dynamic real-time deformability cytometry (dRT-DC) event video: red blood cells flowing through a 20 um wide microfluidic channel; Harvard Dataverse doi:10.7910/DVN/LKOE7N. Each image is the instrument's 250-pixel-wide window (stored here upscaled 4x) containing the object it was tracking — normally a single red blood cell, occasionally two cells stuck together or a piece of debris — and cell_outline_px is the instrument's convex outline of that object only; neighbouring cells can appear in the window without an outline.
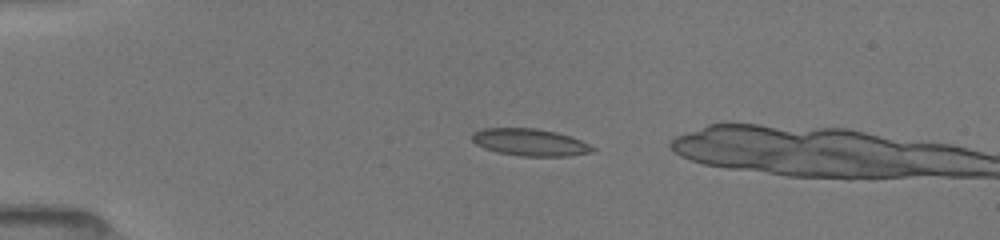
{"species": "common noctule bat (a hibernating species)", "species_latin": "Nyctalus noctula", "temperature_condition": "room temperature", "stored_images_in_passage": 47, "camera_frame_rate_fps": 3000, "um_per_image_px": 0.085, "animal": {"sex": "female", "body_mass_g": 19.5, "forearm_length_mm": 54.1}, "frame": {"image": 1, "passage_image": 1, "time_ms": 0.0, "image_size_px": [1000, 240], "cell_outline_px": [[596, 152], [568, 156], [520, 156], [500, 152], [484, 148], [476, 144], [472, 140], [472, 132], [480, 128], [536, 128], [556, 132], [580, 140], [596, 148]], "centroid_in_image_um": [45.05, 12.09], "position_along_channel_um": 40.0, "area_um2": 19.07}}
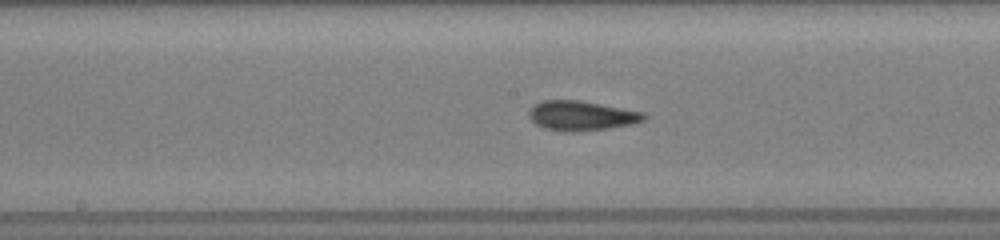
{"frame": {"image": 2, "passage_image": 21, "time_ms": 5.0, "image_size_px": [1000, 240], "cell_outline_px": [[648, 116], [644, 120], [632, 124], [608, 128], [572, 132], [568, 132], [544, 128], [536, 124], [528, 116], [528, 112], [540, 100], [580, 100], [644, 112]], "centroid_in_image_um": [49.43, 9.83], "position_along_channel_um": 198.8, "area_um2": 19.83}}
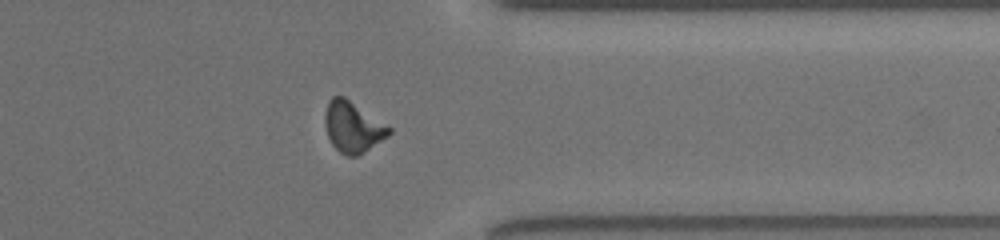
{"frame": {"image": 3, "passage_image": 40, "time_ms": 9.667, "image_size_px": [1000, 240], "cell_outline_px": [[392, 132], [388, 136], [364, 152], [356, 156], [348, 156], [340, 152], [332, 144], [328, 136], [324, 124], [324, 112], [328, 100], [332, 96], [344, 96], [392, 128]], "centroid_in_image_um": [29.97, 10.78], "position_along_channel_um": 381.4, "area_um2": 18.96}, "authors_computed_cell_mechanics": {"area_um2": 18.9584, "velocity_mm_per_s": 4.011, "shape_relaxation_time_tau1_ms": 3.9473, "shape_relaxation_time_tau2_ms": 1.4275, "deformation_change_tau1": 0.1468, "deformation_change_tau2": 0.0717}}